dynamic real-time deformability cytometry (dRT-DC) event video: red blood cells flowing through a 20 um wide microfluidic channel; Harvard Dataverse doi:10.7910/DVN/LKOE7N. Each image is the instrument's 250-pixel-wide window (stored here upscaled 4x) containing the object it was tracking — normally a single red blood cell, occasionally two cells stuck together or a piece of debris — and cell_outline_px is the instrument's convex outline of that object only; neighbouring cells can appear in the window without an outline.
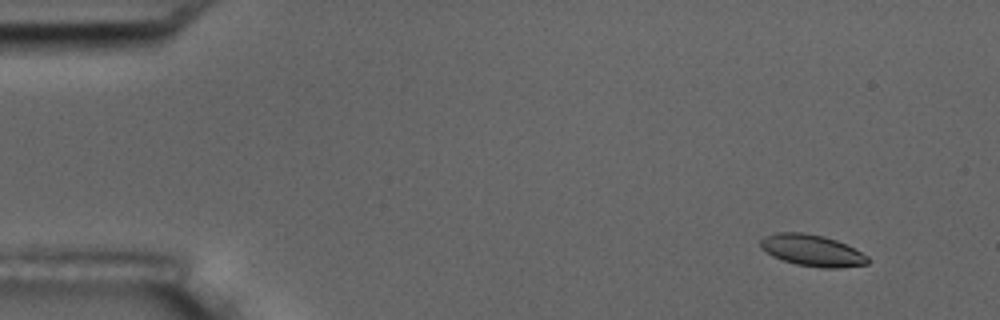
{"species": "common noctule bat (a hibernating species)", "species_latin": "Nyctalus noctula", "temperature_condition": "room temperature", "stored_images_in_passage": 11, "camera_frame_rate_fps": 3000, "um_per_image_px": 0.085, "animal": {"sex": "male", "body_mass_g": 17.5, "forearm_length_mm": 52.3}, "frame": {"image": 1, "passage_image": 2, "time_ms": 1.333, "image_size_px": [1000, 320], "cell_outline_px": [[872, 260], [868, 264], [840, 268], [820, 268], [796, 264], [772, 256], [760, 248], [760, 240], [764, 236], [776, 232], [804, 232], [824, 236], [836, 240], [868, 256]], "centroid_in_image_um": [69.02, 21.29], "position_along_channel_um": 16.0, "area_um2": 19.83}}
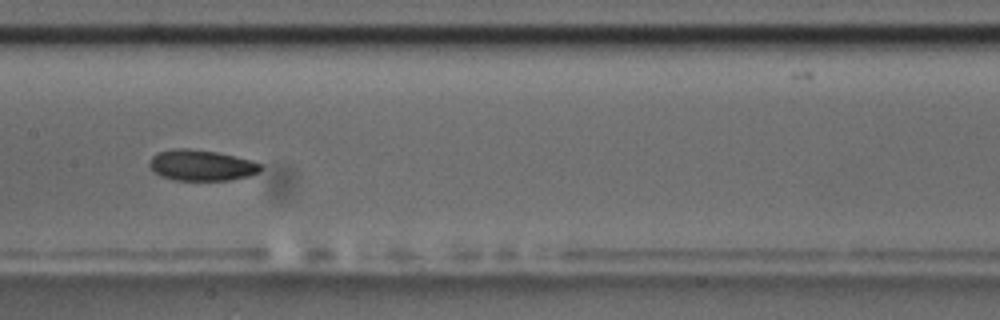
{"frame": {"image": 2, "passage_image": 9, "time_ms": 9.333, "image_size_px": [1000, 320], "cell_outline_px": [[260, 172], [248, 176], [228, 180], [172, 180], [160, 176], [148, 164], [148, 160], [152, 156], [160, 152], [172, 148], [188, 148], [216, 152], [248, 160], [260, 164]], "centroid_in_image_um": [17.06, 14.05], "position_along_channel_um": 190.3, "area_um2": 19.77}}
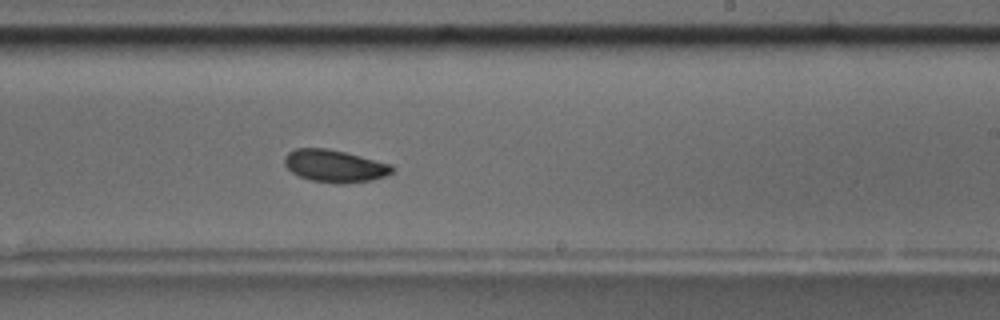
{"frame": {"image": 3, "passage_image": 11, "time_ms": 11.333, "image_size_px": [1000, 320], "cell_outline_px": [[392, 172], [384, 176], [372, 180], [344, 184], [340, 184], [312, 180], [300, 176], [292, 172], [284, 164], [284, 156], [288, 152], [296, 148], [328, 148], [392, 164]], "centroid_in_image_um": [28.43, 14.1], "position_along_channel_um": 260.6, "area_um2": 20.17}}